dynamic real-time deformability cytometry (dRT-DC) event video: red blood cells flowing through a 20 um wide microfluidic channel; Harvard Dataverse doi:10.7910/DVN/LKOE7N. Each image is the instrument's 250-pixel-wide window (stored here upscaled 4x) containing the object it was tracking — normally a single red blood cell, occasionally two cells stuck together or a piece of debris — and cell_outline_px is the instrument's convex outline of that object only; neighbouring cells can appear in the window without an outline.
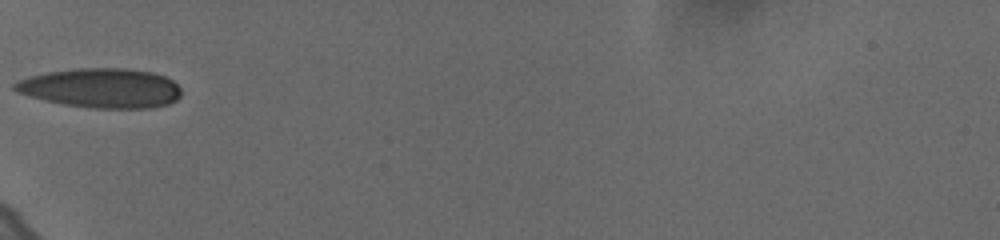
{"species": "human", "species_latin": "Homo sapiens", "temperature_condition": "cold", "stored_images_in_passage": 24, "camera_frame_rate_fps": 3000, "um_per_image_px": 0.085, "donor": {"sex": "female"}, "frame": {"image": 1, "passage_image": 1, "time_ms": 0.0, "image_size_px": [1000, 240], "cell_outline_px": [[180, 96], [176, 100], [168, 104], [148, 108], [92, 108], [64, 104], [44, 100], [28, 96], [16, 92], [12, 88], [12, 84], [20, 80], [32, 76], [48, 72], [76, 68], [124, 68], [152, 72], [164, 76], [172, 80], [180, 88]], "centroid_in_image_um": [8.59, 7.48], "position_along_channel_um": 76.4, "area_um2": 38.26}}
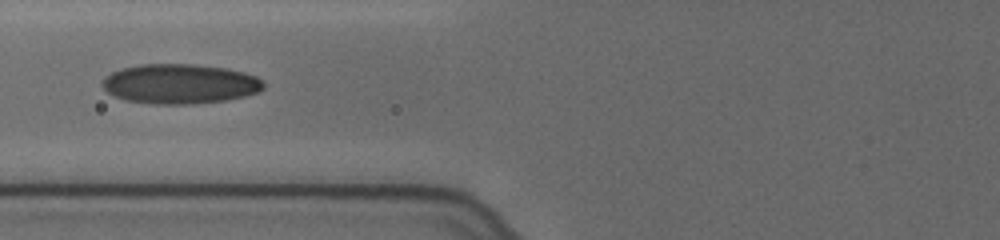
{"frame": {"image": 2, "passage_image": 4, "time_ms": 1.0, "image_size_px": [1000, 240], "cell_outline_px": [[264, 88], [260, 92], [244, 96], [224, 100], [192, 104], [152, 104], [124, 100], [108, 92], [100, 84], [104, 76], [120, 68], [140, 64], [196, 64], [224, 68], [244, 72], [256, 76], [264, 84]], "centroid_in_image_um": [15.26, 7.12], "position_along_channel_um": 110.5, "area_um2": 37.51}}